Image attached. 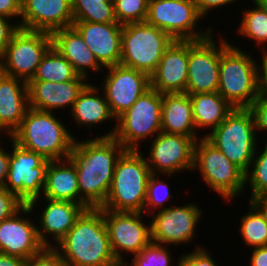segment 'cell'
<instances>
[{
  "mask_svg": "<svg viewBox=\"0 0 267 266\" xmlns=\"http://www.w3.org/2000/svg\"><path fill=\"white\" fill-rule=\"evenodd\" d=\"M238 0H194L196 4L197 11L199 15L204 19L207 13L214 8L224 6L226 4H231Z\"/></svg>",
  "mask_w": 267,
  "mask_h": 266,
  "instance_id": "ee69618b",
  "label": "cell"
},
{
  "mask_svg": "<svg viewBox=\"0 0 267 266\" xmlns=\"http://www.w3.org/2000/svg\"><path fill=\"white\" fill-rule=\"evenodd\" d=\"M143 212H117L103 210L112 252L116 259L123 254H138L152 242L151 224H144Z\"/></svg>",
  "mask_w": 267,
  "mask_h": 266,
  "instance_id": "2e32d148",
  "label": "cell"
},
{
  "mask_svg": "<svg viewBox=\"0 0 267 266\" xmlns=\"http://www.w3.org/2000/svg\"><path fill=\"white\" fill-rule=\"evenodd\" d=\"M51 47L50 33L20 28L2 54L3 73L28 83Z\"/></svg>",
  "mask_w": 267,
  "mask_h": 266,
  "instance_id": "7c38bea8",
  "label": "cell"
},
{
  "mask_svg": "<svg viewBox=\"0 0 267 266\" xmlns=\"http://www.w3.org/2000/svg\"><path fill=\"white\" fill-rule=\"evenodd\" d=\"M152 141L150 155L145 157L152 174L160 172L166 177L177 172L194 170L195 140L180 134L160 132ZM165 174V175H164Z\"/></svg>",
  "mask_w": 267,
  "mask_h": 266,
  "instance_id": "e0dca14e",
  "label": "cell"
},
{
  "mask_svg": "<svg viewBox=\"0 0 267 266\" xmlns=\"http://www.w3.org/2000/svg\"><path fill=\"white\" fill-rule=\"evenodd\" d=\"M252 202L263 212L267 221V194L259 196Z\"/></svg>",
  "mask_w": 267,
  "mask_h": 266,
  "instance_id": "681fc988",
  "label": "cell"
},
{
  "mask_svg": "<svg viewBox=\"0 0 267 266\" xmlns=\"http://www.w3.org/2000/svg\"><path fill=\"white\" fill-rule=\"evenodd\" d=\"M176 266H217L216 262L204 247L198 246L191 253L182 255Z\"/></svg>",
  "mask_w": 267,
  "mask_h": 266,
  "instance_id": "ab89813d",
  "label": "cell"
},
{
  "mask_svg": "<svg viewBox=\"0 0 267 266\" xmlns=\"http://www.w3.org/2000/svg\"><path fill=\"white\" fill-rule=\"evenodd\" d=\"M162 94L150 88L116 119L112 131L98 137H114L126 150H139L142 140L161 132Z\"/></svg>",
  "mask_w": 267,
  "mask_h": 266,
  "instance_id": "52a82bcc",
  "label": "cell"
},
{
  "mask_svg": "<svg viewBox=\"0 0 267 266\" xmlns=\"http://www.w3.org/2000/svg\"><path fill=\"white\" fill-rule=\"evenodd\" d=\"M221 39L218 93L234 108H249L258 98V64L255 59Z\"/></svg>",
  "mask_w": 267,
  "mask_h": 266,
  "instance_id": "277c9868",
  "label": "cell"
},
{
  "mask_svg": "<svg viewBox=\"0 0 267 266\" xmlns=\"http://www.w3.org/2000/svg\"><path fill=\"white\" fill-rule=\"evenodd\" d=\"M250 266H267V246L252 248Z\"/></svg>",
  "mask_w": 267,
  "mask_h": 266,
  "instance_id": "bcb514c9",
  "label": "cell"
},
{
  "mask_svg": "<svg viewBox=\"0 0 267 266\" xmlns=\"http://www.w3.org/2000/svg\"><path fill=\"white\" fill-rule=\"evenodd\" d=\"M43 197L80 204L75 164L69 159L50 161L46 169Z\"/></svg>",
  "mask_w": 267,
  "mask_h": 266,
  "instance_id": "4316f807",
  "label": "cell"
},
{
  "mask_svg": "<svg viewBox=\"0 0 267 266\" xmlns=\"http://www.w3.org/2000/svg\"><path fill=\"white\" fill-rule=\"evenodd\" d=\"M257 152L256 150L250 165V171L245 173V182L246 184L249 182L252 191L249 201L267 194V141L262 153L258 154Z\"/></svg>",
  "mask_w": 267,
  "mask_h": 266,
  "instance_id": "836d02e7",
  "label": "cell"
},
{
  "mask_svg": "<svg viewBox=\"0 0 267 266\" xmlns=\"http://www.w3.org/2000/svg\"><path fill=\"white\" fill-rule=\"evenodd\" d=\"M203 136L245 173L249 171L259 142L249 108H234L217 128Z\"/></svg>",
  "mask_w": 267,
  "mask_h": 266,
  "instance_id": "8992f818",
  "label": "cell"
},
{
  "mask_svg": "<svg viewBox=\"0 0 267 266\" xmlns=\"http://www.w3.org/2000/svg\"><path fill=\"white\" fill-rule=\"evenodd\" d=\"M195 129L217 128L234 109L218 92L189 94Z\"/></svg>",
  "mask_w": 267,
  "mask_h": 266,
  "instance_id": "f1b7e54d",
  "label": "cell"
},
{
  "mask_svg": "<svg viewBox=\"0 0 267 266\" xmlns=\"http://www.w3.org/2000/svg\"><path fill=\"white\" fill-rule=\"evenodd\" d=\"M51 36L52 46L72 64L79 76L88 79L89 69V72H101L102 66L73 26L57 30Z\"/></svg>",
  "mask_w": 267,
  "mask_h": 266,
  "instance_id": "d4e9b609",
  "label": "cell"
},
{
  "mask_svg": "<svg viewBox=\"0 0 267 266\" xmlns=\"http://www.w3.org/2000/svg\"><path fill=\"white\" fill-rule=\"evenodd\" d=\"M28 108V83L3 73L0 76V132L11 136Z\"/></svg>",
  "mask_w": 267,
  "mask_h": 266,
  "instance_id": "cb8c5ba5",
  "label": "cell"
},
{
  "mask_svg": "<svg viewBox=\"0 0 267 266\" xmlns=\"http://www.w3.org/2000/svg\"><path fill=\"white\" fill-rule=\"evenodd\" d=\"M249 109L254 116L256 132L257 130H265L267 132V100L257 98Z\"/></svg>",
  "mask_w": 267,
  "mask_h": 266,
  "instance_id": "b9f144b4",
  "label": "cell"
},
{
  "mask_svg": "<svg viewBox=\"0 0 267 266\" xmlns=\"http://www.w3.org/2000/svg\"><path fill=\"white\" fill-rule=\"evenodd\" d=\"M78 77L72 64L52 46L43 56L30 81L67 82Z\"/></svg>",
  "mask_w": 267,
  "mask_h": 266,
  "instance_id": "f546056e",
  "label": "cell"
},
{
  "mask_svg": "<svg viewBox=\"0 0 267 266\" xmlns=\"http://www.w3.org/2000/svg\"><path fill=\"white\" fill-rule=\"evenodd\" d=\"M3 74L2 55L0 54V76Z\"/></svg>",
  "mask_w": 267,
  "mask_h": 266,
  "instance_id": "f5cc1de1",
  "label": "cell"
},
{
  "mask_svg": "<svg viewBox=\"0 0 267 266\" xmlns=\"http://www.w3.org/2000/svg\"><path fill=\"white\" fill-rule=\"evenodd\" d=\"M20 28L53 32L71 27L73 13L71 0H21Z\"/></svg>",
  "mask_w": 267,
  "mask_h": 266,
  "instance_id": "d6986e66",
  "label": "cell"
},
{
  "mask_svg": "<svg viewBox=\"0 0 267 266\" xmlns=\"http://www.w3.org/2000/svg\"><path fill=\"white\" fill-rule=\"evenodd\" d=\"M72 26L103 68L120 64L122 24L74 21Z\"/></svg>",
  "mask_w": 267,
  "mask_h": 266,
  "instance_id": "ffe728a7",
  "label": "cell"
},
{
  "mask_svg": "<svg viewBox=\"0 0 267 266\" xmlns=\"http://www.w3.org/2000/svg\"><path fill=\"white\" fill-rule=\"evenodd\" d=\"M26 260L0 252V266H25Z\"/></svg>",
  "mask_w": 267,
  "mask_h": 266,
  "instance_id": "c3c4849f",
  "label": "cell"
},
{
  "mask_svg": "<svg viewBox=\"0 0 267 266\" xmlns=\"http://www.w3.org/2000/svg\"><path fill=\"white\" fill-rule=\"evenodd\" d=\"M8 17L0 15V54L2 55L6 49V46L12 40L14 34L20 29L19 22H8Z\"/></svg>",
  "mask_w": 267,
  "mask_h": 266,
  "instance_id": "60d3db41",
  "label": "cell"
},
{
  "mask_svg": "<svg viewBox=\"0 0 267 266\" xmlns=\"http://www.w3.org/2000/svg\"><path fill=\"white\" fill-rule=\"evenodd\" d=\"M33 210L25 204L12 217L0 223V252L24 260L40 253L45 246L41 243L36 224L29 218ZM27 214L20 216V214Z\"/></svg>",
  "mask_w": 267,
  "mask_h": 266,
  "instance_id": "ac0fdd59",
  "label": "cell"
},
{
  "mask_svg": "<svg viewBox=\"0 0 267 266\" xmlns=\"http://www.w3.org/2000/svg\"><path fill=\"white\" fill-rule=\"evenodd\" d=\"M25 266H68L53 247H45L40 253L26 260Z\"/></svg>",
  "mask_w": 267,
  "mask_h": 266,
  "instance_id": "74e56055",
  "label": "cell"
},
{
  "mask_svg": "<svg viewBox=\"0 0 267 266\" xmlns=\"http://www.w3.org/2000/svg\"><path fill=\"white\" fill-rule=\"evenodd\" d=\"M212 34L205 39L188 40L187 94L218 92L221 40L218 44Z\"/></svg>",
  "mask_w": 267,
  "mask_h": 266,
  "instance_id": "4fadbf2b",
  "label": "cell"
},
{
  "mask_svg": "<svg viewBox=\"0 0 267 266\" xmlns=\"http://www.w3.org/2000/svg\"><path fill=\"white\" fill-rule=\"evenodd\" d=\"M98 91L100 89L96 85L89 83L74 102L70 113L76 120L77 126H86L88 129L90 127L91 130L92 126L104 123L106 120L113 119L116 121L104 93H102V97L97 93Z\"/></svg>",
  "mask_w": 267,
  "mask_h": 266,
  "instance_id": "83f0119b",
  "label": "cell"
},
{
  "mask_svg": "<svg viewBox=\"0 0 267 266\" xmlns=\"http://www.w3.org/2000/svg\"><path fill=\"white\" fill-rule=\"evenodd\" d=\"M115 17L118 23L145 22L149 0H113Z\"/></svg>",
  "mask_w": 267,
  "mask_h": 266,
  "instance_id": "e575fe53",
  "label": "cell"
},
{
  "mask_svg": "<svg viewBox=\"0 0 267 266\" xmlns=\"http://www.w3.org/2000/svg\"><path fill=\"white\" fill-rule=\"evenodd\" d=\"M44 199H46L47 203L45 204L47 205L42 210L37 233L39 240L45 247H54L55 245L47 238L51 236L53 242L55 240L56 244H58L74 226L76 220L86 208L82 204L72 201Z\"/></svg>",
  "mask_w": 267,
  "mask_h": 266,
  "instance_id": "603a6c76",
  "label": "cell"
},
{
  "mask_svg": "<svg viewBox=\"0 0 267 266\" xmlns=\"http://www.w3.org/2000/svg\"><path fill=\"white\" fill-rule=\"evenodd\" d=\"M252 1L255 4L254 7H256L247 11L244 10L242 21L237 31L242 36L253 39L260 46L267 42V13L257 2ZM264 52H267V49H263L262 53Z\"/></svg>",
  "mask_w": 267,
  "mask_h": 266,
  "instance_id": "d6a6232c",
  "label": "cell"
},
{
  "mask_svg": "<svg viewBox=\"0 0 267 266\" xmlns=\"http://www.w3.org/2000/svg\"><path fill=\"white\" fill-rule=\"evenodd\" d=\"M105 69L108 71L104 76L102 92L112 115L117 119L151 88L150 76L121 64Z\"/></svg>",
  "mask_w": 267,
  "mask_h": 266,
  "instance_id": "5bb4252c",
  "label": "cell"
},
{
  "mask_svg": "<svg viewBox=\"0 0 267 266\" xmlns=\"http://www.w3.org/2000/svg\"><path fill=\"white\" fill-rule=\"evenodd\" d=\"M128 262L124 261V259H116L114 262L110 263L108 266H130L127 264ZM131 266H133L131 264Z\"/></svg>",
  "mask_w": 267,
  "mask_h": 266,
  "instance_id": "f907efd6",
  "label": "cell"
},
{
  "mask_svg": "<svg viewBox=\"0 0 267 266\" xmlns=\"http://www.w3.org/2000/svg\"><path fill=\"white\" fill-rule=\"evenodd\" d=\"M74 21L118 23L113 0H71Z\"/></svg>",
  "mask_w": 267,
  "mask_h": 266,
  "instance_id": "4dcf8cb0",
  "label": "cell"
},
{
  "mask_svg": "<svg viewBox=\"0 0 267 266\" xmlns=\"http://www.w3.org/2000/svg\"><path fill=\"white\" fill-rule=\"evenodd\" d=\"M139 150H125L118 158L103 210L144 212L151 170Z\"/></svg>",
  "mask_w": 267,
  "mask_h": 266,
  "instance_id": "5b68a950",
  "label": "cell"
},
{
  "mask_svg": "<svg viewBox=\"0 0 267 266\" xmlns=\"http://www.w3.org/2000/svg\"><path fill=\"white\" fill-rule=\"evenodd\" d=\"M157 175L159 174H151L148 184H147V194H146V200L144 204V213L147 214L154 213L157 208L162 210L164 207V203L167 199H170L173 197V195L170 193V188L167 185L166 182L161 181ZM157 177V178H156ZM150 206V207H149ZM148 207V208H147Z\"/></svg>",
  "mask_w": 267,
  "mask_h": 266,
  "instance_id": "8d00e7d4",
  "label": "cell"
},
{
  "mask_svg": "<svg viewBox=\"0 0 267 266\" xmlns=\"http://www.w3.org/2000/svg\"><path fill=\"white\" fill-rule=\"evenodd\" d=\"M201 18L194 0H149L145 22L173 40L196 41L207 38L213 31L212 27L197 30Z\"/></svg>",
  "mask_w": 267,
  "mask_h": 266,
  "instance_id": "8fae6325",
  "label": "cell"
},
{
  "mask_svg": "<svg viewBox=\"0 0 267 266\" xmlns=\"http://www.w3.org/2000/svg\"><path fill=\"white\" fill-rule=\"evenodd\" d=\"M87 79L79 76L67 82L29 81V107L40 111L53 112L57 108H73L79 94L89 84Z\"/></svg>",
  "mask_w": 267,
  "mask_h": 266,
  "instance_id": "7402d4cb",
  "label": "cell"
},
{
  "mask_svg": "<svg viewBox=\"0 0 267 266\" xmlns=\"http://www.w3.org/2000/svg\"><path fill=\"white\" fill-rule=\"evenodd\" d=\"M193 169L199 170L208 187L227 201L247 186L245 172L203 136L195 142Z\"/></svg>",
  "mask_w": 267,
  "mask_h": 266,
  "instance_id": "9c48e42d",
  "label": "cell"
},
{
  "mask_svg": "<svg viewBox=\"0 0 267 266\" xmlns=\"http://www.w3.org/2000/svg\"><path fill=\"white\" fill-rule=\"evenodd\" d=\"M54 112L28 108L18 129L10 136L19 146L50 161L67 159L75 137Z\"/></svg>",
  "mask_w": 267,
  "mask_h": 266,
  "instance_id": "3957f363",
  "label": "cell"
},
{
  "mask_svg": "<svg viewBox=\"0 0 267 266\" xmlns=\"http://www.w3.org/2000/svg\"><path fill=\"white\" fill-rule=\"evenodd\" d=\"M25 203L6 188L0 187V223L17 213Z\"/></svg>",
  "mask_w": 267,
  "mask_h": 266,
  "instance_id": "f35d334b",
  "label": "cell"
},
{
  "mask_svg": "<svg viewBox=\"0 0 267 266\" xmlns=\"http://www.w3.org/2000/svg\"><path fill=\"white\" fill-rule=\"evenodd\" d=\"M195 130L189 94H162L161 131L192 137L196 141L199 137Z\"/></svg>",
  "mask_w": 267,
  "mask_h": 266,
  "instance_id": "484cf974",
  "label": "cell"
},
{
  "mask_svg": "<svg viewBox=\"0 0 267 266\" xmlns=\"http://www.w3.org/2000/svg\"><path fill=\"white\" fill-rule=\"evenodd\" d=\"M10 140L13 149L10 152L4 188L28 204L32 210L36 209V202L42 198L46 169L50 160L19 146L11 137Z\"/></svg>",
  "mask_w": 267,
  "mask_h": 266,
  "instance_id": "30bf717a",
  "label": "cell"
},
{
  "mask_svg": "<svg viewBox=\"0 0 267 266\" xmlns=\"http://www.w3.org/2000/svg\"><path fill=\"white\" fill-rule=\"evenodd\" d=\"M4 148L0 145V187H4L7 173L9 170V159L10 152L3 150Z\"/></svg>",
  "mask_w": 267,
  "mask_h": 266,
  "instance_id": "7dc6e473",
  "label": "cell"
},
{
  "mask_svg": "<svg viewBox=\"0 0 267 266\" xmlns=\"http://www.w3.org/2000/svg\"><path fill=\"white\" fill-rule=\"evenodd\" d=\"M151 220V239L161 245L190 243L195 236L196 224L201 219L202 210L194 203L184 206L165 207L158 210Z\"/></svg>",
  "mask_w": 267,
  "mask_h": 266,
  "instance_id": "9a60e30c",
  "label": "cell"
},
{
  "mask_svg": "<svg viewBox=\"0 0 267 266\" xmlns=\"http://www.w3.org/2000/svg\"><path fill=\"white\" fill-rule=\"evenodd\" d=\"M167 245L151 242L138 254L133 255L131 264L133 266H172V257L169 254Z\"/></svg>",
  "mask_w": 267,
  "mask_h": 266,
  "instance_id": "d590c367",
  "label": "cell"
},
{
  "mask_svg": "<svg viewBox=\"0 0 267 266\" xmlns=\"http://www.w3.org/2000/svg\"><path fill=\"white\" fill-rule=\"evenodd\" d=\"M173 39L146 22L124 24L120 64L151 76Z\"/></svg>",
  "mask_w": 267,
  "mask_h": 266,
  "instance_id": "ba28073f",
  "label": "cell"
},
{
  "mask_svg": "<svg viewBox=\"0 0 267 266\" xmlns=\"http://www.w3.org/2000/svg\"><path fill=\"white\" fill-rule=\"evenodd\" d=\"M126 149L113 136L96 137L73 144L69 159L75 164L80 204L101 208L113 181L115 165Z\"/></svg>",
  "mask_w": 267,
  "mask_h": 266,
  "instance_id": "6da1fadb",
  "label": "cell"
},
{
  "mask_svg": "<svg viewBox=\"0 0 267 266\" xmlns=\"http://www.w3.org/2000/svg\"><path fill=\"white\" fill-rule=\"evenodd\" d=\"M267 13V0H254Z\"/></svg>",
  "mask_w": 267,
  "mask_h": 266,
  "instance_id": "816d5d0a",
  "label": "cell"
},
{
  "mask_svg": "<svg viewBox=\"0 0 267 266\" xmlns=\"http://www.w3.org/2000/svg\"><path fill=\"white\" fill-rule=\"evenodd\" d=\"M0 15L13 19L21 17V0H0Z\"/></svg>",
  "mask_w": 267,
  "mask_h": 266,
  "instance_id": "7bdbcfd3",
  "label": "cell"
},
{
  "mask_svg": "<svg viewBox=\"0 0 267 266\" xmlns=\"http://www.w3.org/2000/svg\"><path fill=\"white\" fill-rule=\"evenodd\" d=\"M187 78L188 40H173L150 76L151 88L161 94L184 93Z\"/></svg>",
  "mask_w": 267,
  "mask_h": 266,
  "instance_id": "44dd1931",
  "label": "cell"
},
{
  "mask_svg": "<svg viewBox=\"0 0 267 266\" xmlns=\"http://www.w3.org/2000/svg\"><path fill=\"white\" fill-rule=\"evenodd\" d=\"M249 211L243 215L240 234L246 245L256 248L267 246V221L263 212L249 201Z\"/></svg>",
  "mask_w": 267,
  "mask_h": 266,
  "instance_id": "1f68e13d",
  "label": "cell"
},
{
  "mask_svg": "<svg viewBox=\"0 0 267 266\" xmlns=\"http://www.w3.org/2000/svg\"><path fill=\"white\" fill-rule=\"evenodd\" d=\"M262 67L258 68V98L267 100V52L262 53Z\"/></svg>",
  "mask_w": 267,
  "mask_h": 266,
  "instance_id": "f6af8a7d",
  "label": "cell"
},
{
  "mask_svg": "<svg viewBox=\"0 0 267 266\" xmlns=\"http://www.w3.org/2000/svg\"><path fill=\"white\" fill-rule=\"evenodd\" d=\"M53 248L68 266H108L116 260L102 208L86 209Z\"/></svg>",
  "mask_w": 267,
  "mask_h": 266,
  "instance_id": "7a4b0ae2",
  "label": "cell"
}]
</instances>
